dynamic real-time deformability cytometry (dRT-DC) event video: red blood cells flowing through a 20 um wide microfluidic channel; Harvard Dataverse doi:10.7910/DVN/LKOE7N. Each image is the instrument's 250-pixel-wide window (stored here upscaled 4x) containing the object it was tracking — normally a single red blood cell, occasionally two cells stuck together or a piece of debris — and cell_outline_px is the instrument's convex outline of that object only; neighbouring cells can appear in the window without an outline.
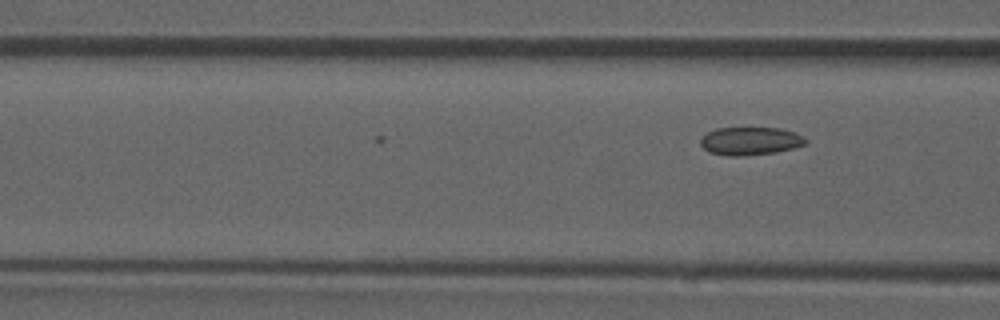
{"species": "common noctule bat (a hibernating species)", "species_latin": "Nyctalus noctula", "temperature_condition": "room temperature", "stored_images_in_passage": 18, "camera_frame_rate_fps": 3000, "um_per_image_px": 0.085, "animal": {"sex": "male", "forearm_length_mm": 52.5}, "frame": {"image": 1, "passage_image": 18, "time_ms": 5.667, "image_size_px": [1000, 320], "cell_outline_px": [[808, 144], [776, 152], [740, 156], [728, 156], [712, 152], [704, 148], [700, 144], [700, 140], [708, 132], [716, 128], [780, 128], [804, 136], [808, 140]], "centroid_in_image_um": [63.81, 11.98], "position_along_channel_um": 102.8, "area_um2": 17.05}}